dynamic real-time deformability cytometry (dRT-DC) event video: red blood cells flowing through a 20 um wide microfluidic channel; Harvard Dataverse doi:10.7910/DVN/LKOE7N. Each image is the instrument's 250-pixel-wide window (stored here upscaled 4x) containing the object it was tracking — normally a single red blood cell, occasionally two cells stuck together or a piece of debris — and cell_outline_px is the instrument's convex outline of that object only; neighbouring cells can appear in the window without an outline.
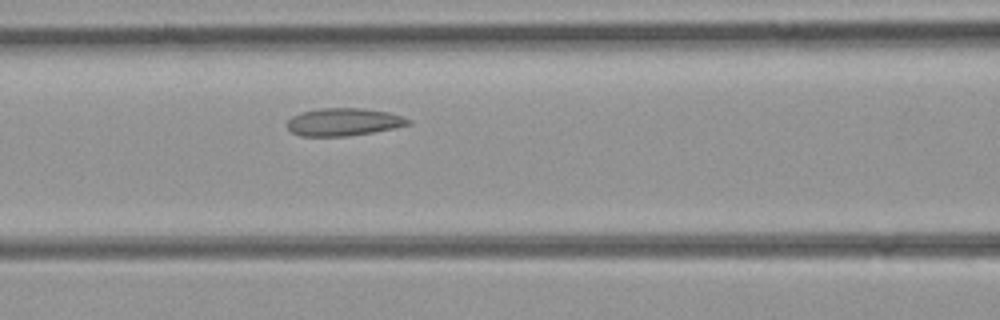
{"species": "common noctule bat (a hibernating species)", "species_latin": "Nyctalus noctula", "temperature_condition": "room temperature", "stored_images_in_passage": 11, "camera_frame_rate_fps": 3000, "um_per_image_px": 0.085, "animal": {"sex": "female", "body_mass_g": 21.9}, "frame": {"image": 1, "passage_image": 7, "time_ms": 2.0, "image_size_px": [1000, 320], "cell_outline_px": [[412, 124], [372, 132], [348, 136], [300, 136], [292, 132], [288, 128], [288, 120], [292, 116], [300, 112], [320, 108], [364, 108], [388, 112], [412, 120]], "centroid_in_image_um": [29.2, 10.36], "position_along_channel_um": 137.4, "area_um2": 19.48}}
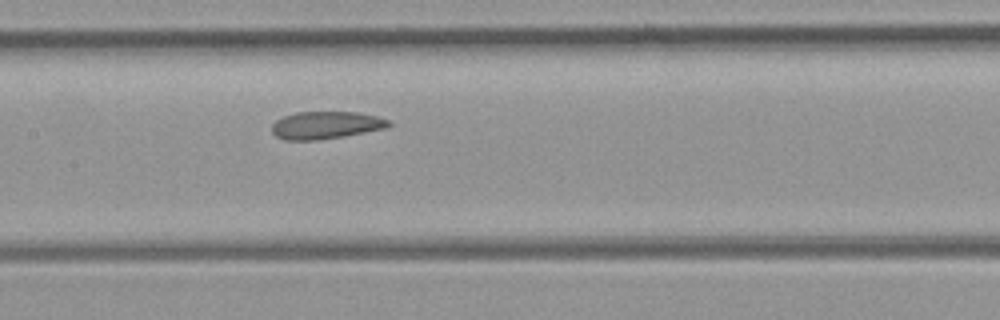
{"frame": {"image": 2, "passage_image": 10, "time_ms": 3.0, "image_size_px": [1000, 320], "cell_outline_px": [[392, 124], [384, 128], [344, 136], [316, 140], [284, 140], [276, 136], [272, 132], [272, 124], [276, 120], [284, 116], [296, 112], [360, 112], [376, 116], [388, 120]], "centroid_in_image_um": [27.67, 10.63], "position_along_channel_um": 179.7, "area_um2": 18.61}}